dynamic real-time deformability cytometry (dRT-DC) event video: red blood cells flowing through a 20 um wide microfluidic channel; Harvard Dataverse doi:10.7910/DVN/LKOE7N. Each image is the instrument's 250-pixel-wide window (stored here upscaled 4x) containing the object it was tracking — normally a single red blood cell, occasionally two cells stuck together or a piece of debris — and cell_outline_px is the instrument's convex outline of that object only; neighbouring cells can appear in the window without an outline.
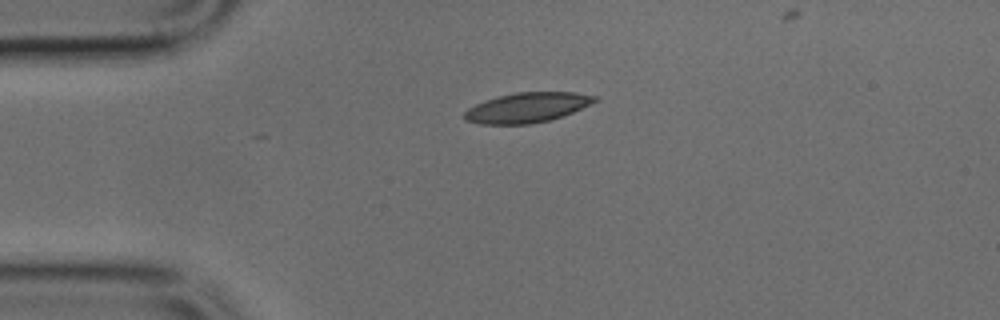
{"species": "common noctule bat (a hibernating species)", "species_latin": "Nyctalus noctula", "temperature_condition": "cold", "stored_images_in_passage": 3, "camera_frame_rate_fps": 3000, "um_per_image_px": 0.085, "animal": {"sex": "male", "body_mass_g": 17.9, "forearm_length_mm": 54.2}, "frame": {"image": 1, "passage_image": 1, "time_ms": 0.0, "image_size_px": [1000, 320], "cell_outline_px": [[600, 100], [572, 112], [548, 120], [528, 124], [480, 124], [464, 120], [464, 112], [468, 108], [476, 104], [500, 96], [516, 92], [576, 92], [596, 96]], "centroid_in_image_um": [44.82, 9.14], "position_along_channel_um": 40.2, "area_um2": 22.48}}